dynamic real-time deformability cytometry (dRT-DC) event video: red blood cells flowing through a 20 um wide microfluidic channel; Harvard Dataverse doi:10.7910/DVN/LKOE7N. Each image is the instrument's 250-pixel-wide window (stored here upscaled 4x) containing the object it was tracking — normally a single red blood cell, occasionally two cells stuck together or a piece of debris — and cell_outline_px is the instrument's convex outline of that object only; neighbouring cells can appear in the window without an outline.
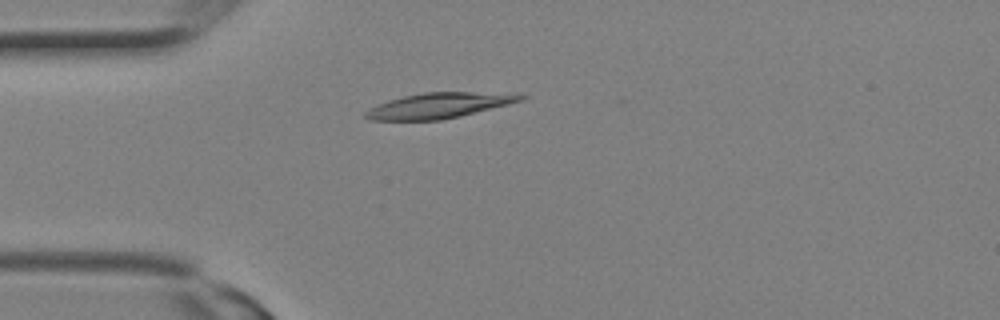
{"species": "Egyptian fruit bat (a non-hibernating species)", "species_latin": "Rousettus aegyptiacus", "temperature_condition": "room temperature", "stored_images_in_passage": 1, "camera_frame_rate_fps": 3000, "um_per_image_px": 0.085, "animal": {"sex": "female"}, "frame": {"image": 1, "passage_image": 1, "time_ms": 0.0, "image_size_px": [1000, 320], "cell_outline_px": [[528, 96], [524, 100], [460, 116], [440, 120], [368, 120], [364, 116], [364, 112], [388, 100], [404, 96], [424, 92], [520, 92]], "centroid_in_image_um": [37.42, 8.95], "position_along_channel_um": 47.6, "area_um2": 23.12}}